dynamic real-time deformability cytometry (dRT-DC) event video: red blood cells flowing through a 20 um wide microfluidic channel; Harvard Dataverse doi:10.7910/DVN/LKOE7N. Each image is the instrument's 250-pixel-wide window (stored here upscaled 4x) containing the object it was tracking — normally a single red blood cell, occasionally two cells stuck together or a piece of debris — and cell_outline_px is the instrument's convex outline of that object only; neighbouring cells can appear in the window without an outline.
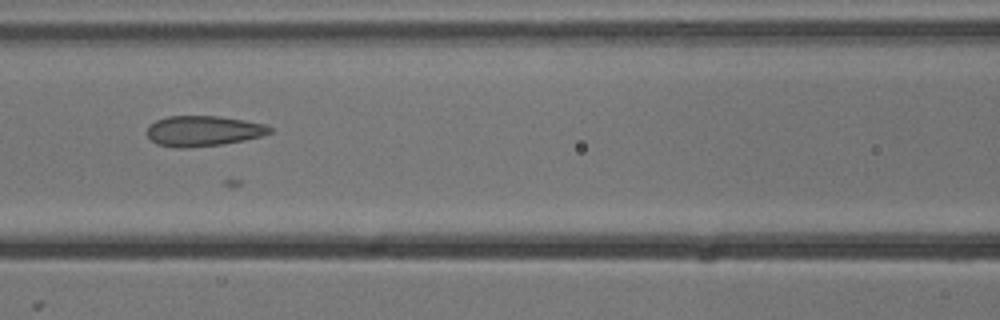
{"species": "common noctule bat (a hibernating species)", "species_latin": "Nyctalus noctula", "temperature_condition": "cold", "stored_images_in_passage": 11, "camera_frame_rate_fps": 3000, "um_per_image_px": 0.085, "animal": {"sex": "male", "body_mass_g": 13.3}, "frame": {"image": 1, "passage_image": 7, "time_ms": 2.0, "image_size_px": [1000, 320], "cell_outline_px": [[272, 132], [260, 136], [244, 140], [220, 144], [184, 148], [176, 148], [156, 144], [148, 136], [148, 128], [156, 120], [168, 116], [220, 116], [244, 120], [264, 124], [272, 128]], "centroid_in_image_um": [17.27, 11.13], "position_along_channel_um": 149.3, "area_um2": 21.56}}